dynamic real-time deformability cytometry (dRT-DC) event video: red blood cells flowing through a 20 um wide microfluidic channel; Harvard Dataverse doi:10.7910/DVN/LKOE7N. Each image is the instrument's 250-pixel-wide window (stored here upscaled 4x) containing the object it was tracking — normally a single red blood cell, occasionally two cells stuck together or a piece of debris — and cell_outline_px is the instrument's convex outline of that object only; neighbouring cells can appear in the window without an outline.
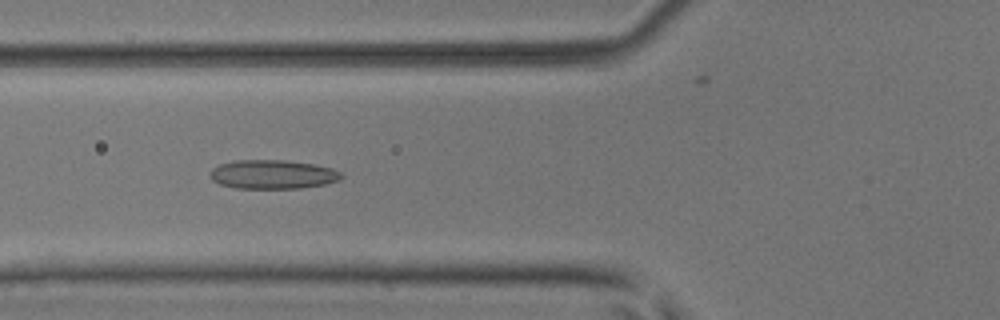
{"species": "common noctule bat (a hibernating species)", "species_latin": "Nyctalus noctula", "temperature_condition": "room temperature", "stored_images_in_passage": 49, "camera_frame_rate_fps": 3000, "um_per_image_px": 0.085, "animal": {"sex": "male", "body_mass_g": 17.9, "forearm_length_mm": 54.2}, "frame": {"image": 1, "passage_image": 17, "time_ms": 5.333, "image_size_px": [1000, 320], "cell_outline_px": [[344, 176], [340, 180], [324, 184], [300, 188], [236, 188], [220, 184], [212, 180], [208, 172], [212, 168], [220, 164], [236, 160], [284, 160], [316, 164], [332, 168], [340, 172]], "centroid_in_image_um": [23.18, 14.82], "position_along_channel_um": 102.6, "area_um2": 22.25}}
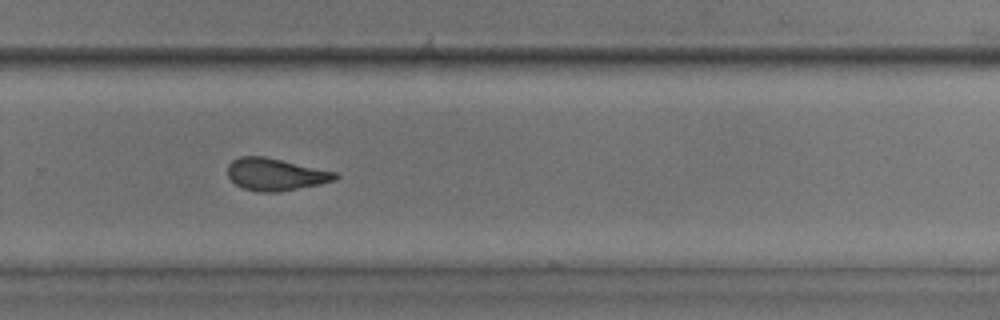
{"frame": {"image": 2, "passage_image": 32, "time_ms": 10.333, "image_size_px": [1000, 320], "cell_outline_px": [[340, 176], [336, 180], [320, 184], [280, 192], [260, 192], [244, 188], [236, 184], [228, 176], [228, 164], [232, 160], [240, 156], [264, 156], [336, 172]], "centroid_in_image_um": [23.43, 14.82], "position_along_channel_um": 306.4, "area_um2": 20.17}}
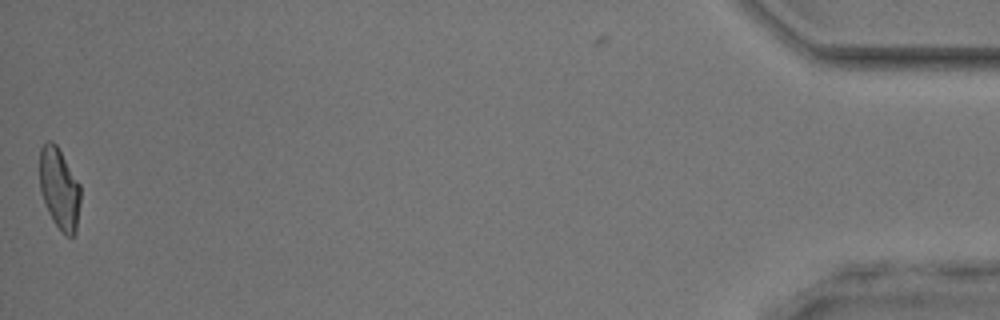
{"frame": {"image": 3, "passage_image": 48, "time_ms": 15.667, "image_size_px": [1000, 320], "cell_outline_px": [[80, 204], [76, 232], [72, 236], [64, 236], [52, 220], [48, 212], [40, 192], [40, 148], [48, 140], [52, 140], [56, 144], [80, 184]], "centroid_in_image_um": [5.05, 16.06], "position_along_channel_um": 430.2, "area_um2": 19.48}, "authors_computed_cell_mechanics": {"area_um2": 20.6924, "velocity_mm_per_s": 4.082, "shape_relaxation_time_tau1_ms": null, "shape_relaxation_time_tau2_ms": 3.0609, "deformation_change_tau1": null, "deformation_change_tau2": 0.1181}}